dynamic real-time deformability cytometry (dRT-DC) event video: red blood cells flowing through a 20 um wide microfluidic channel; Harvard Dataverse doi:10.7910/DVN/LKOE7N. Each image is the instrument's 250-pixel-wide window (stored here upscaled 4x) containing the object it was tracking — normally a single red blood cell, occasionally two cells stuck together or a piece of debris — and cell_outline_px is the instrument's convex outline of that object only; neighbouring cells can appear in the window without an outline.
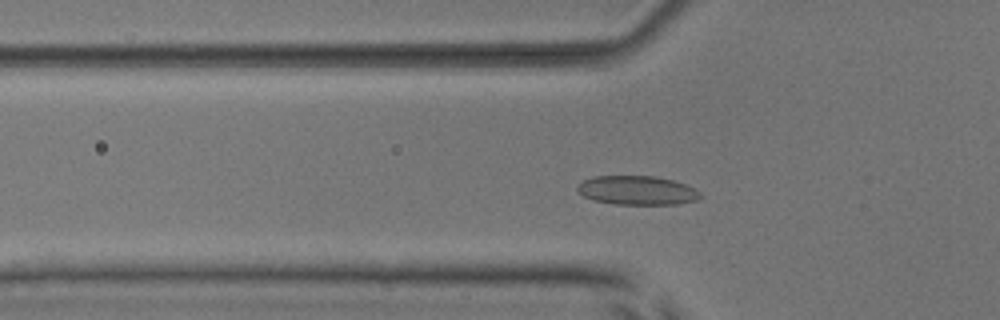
{"species": "common noctule bat (a hibernating species)", "species_latin": "Nyctalus noctula", "temperature_condition": "room temperature", "stored_images_in_passage": 47, "camera_frame_rate_fps": 3000, "um_per_image_px": 0.085, "animal": {"sex": "male", "body_mass_g": 17.9, "forearm_length_mm": 54.2}, "frame": {"image": 1, "passage_image": 12, "time_ms": 3.667, "image_size_px": [1000, 320], "cell_outline_px": [[704, 196], [696, 200], [680, 204], [616, 204], [592, 200], [584, 196], [576, 188], [576, 184], [592, 176], [656, 176], [672, 180], [696, 188]], "centroid_in_image_um": [54.17, 16.18], "position_along_channel_um": 71.6, "area_um2": 20.92}}
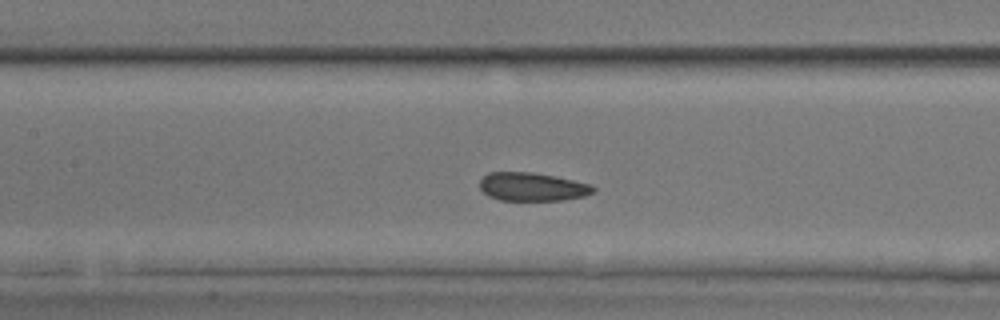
{"frame": {"image": 2, "passage_image": 19, "time_ms": 6.0, "image_size_px": [1000, 320], "cell_outline_px": [[596, 188], [592, 192], [584, 196], [564, 200], [500, 200], [488, 196], [480, 188], [480, 180], [488, 172], [532, 172], [572, 180], [588, 184]], "centroid_in_image_um": [45.2, 15.88], "position_along_channel_um": 162.2, "area_um2": 18.55}}
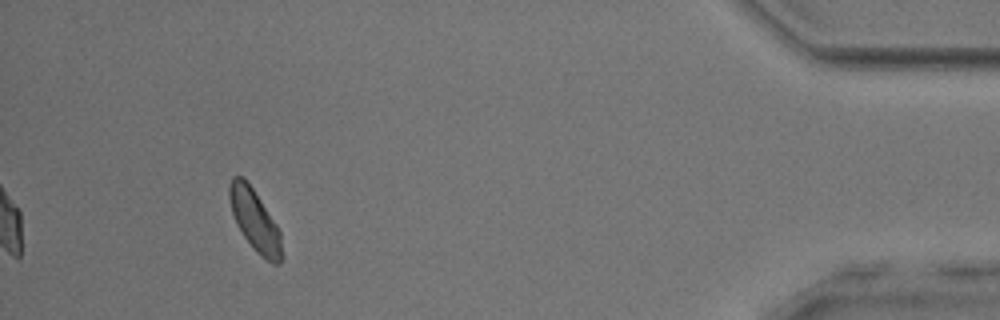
{"frame": {"image": 3, "passage_image": 43, "time_ms": 14.0, "image_size_px": [1000, 320], "cell_outline_px": [[284, 256], [280, 264], [272, 264], [260, 256], [252, 248], [244, 236], [232, 212], [228, 196], [228, 188], [232, 176], [244, 176], [276, 224], [280, 232]], "centroid_in_image_um": [21.68, 18.77], "position_along_channel_um": 413.5, "area_um2": 18.79}, "authors_computed_cell_mechanics": {"area_um2": 19.652, "velocity_mm_per_s": 3.9029, "shape_relaxation_time_tau1_ms": 1.9941, "shape_relaxation_time_tau2_ms": 3.1702, "deformation_change_tau1": 0.047, "deformation_change_tau2": 0.0552}}